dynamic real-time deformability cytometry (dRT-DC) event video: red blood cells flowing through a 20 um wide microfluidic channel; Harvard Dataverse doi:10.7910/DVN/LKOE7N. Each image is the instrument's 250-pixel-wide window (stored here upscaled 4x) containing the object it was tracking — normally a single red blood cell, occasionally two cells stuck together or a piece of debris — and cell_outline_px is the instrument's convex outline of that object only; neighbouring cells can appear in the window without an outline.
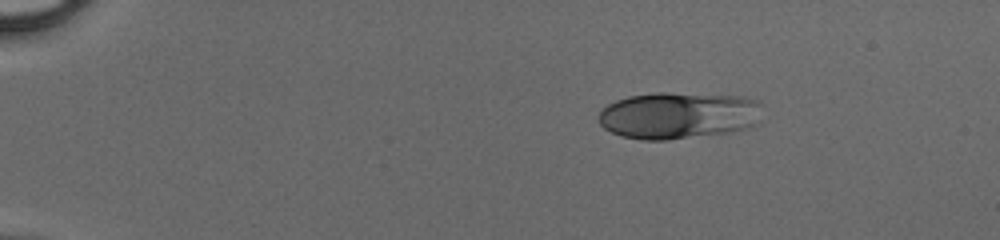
{"species": "human", "species_latin": "Homo sapiens", "temperature_condition": "cold", "stored_images_in_passage": 41, "camera_frame_rate_fps": 3000, "um_per_image_px": 0.085, "donor": {"sex": "male"}, "frame": {"image": 1, "passage_image": 1, "time_ms": 0.0, "image_size_px": [1000, 240], "cell_outline_px": [[760, 104], [752, 124], [744, 128], [732, 132], [668, 140], [640, 140], [620, 136], [604, 128], [600, 124], [600, 112], [608, 104], [616, 100], [628, 96], [656, 92], [664, 92], [740, 96], [752, 100]], "centroid_in_image_um": [57.56, 9.81], "position_along_channel_um": 27.4, "area_um2": 44.22}}
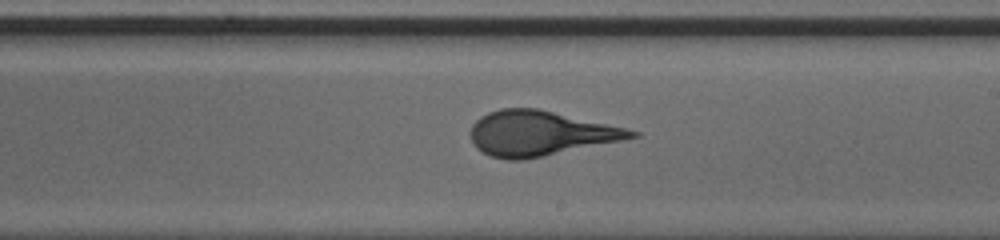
{"frame": {"image": 2, "passage_image": 23, "time_ms": 7.333, "image_size_px": [1000, 240], "cell_outline_px": [[640, 136], [524, 160], [508, 160], [492, 156], [476, 148], [472, 140], [472, 124], [480, 116], [488, 112], [500, 108], [540, 108], [628, 128], [640, 132]], "centroid_in_image_um": [45.91, 11.31], "position_along_channel_um": 243.1, "area_um2": 41.96}}
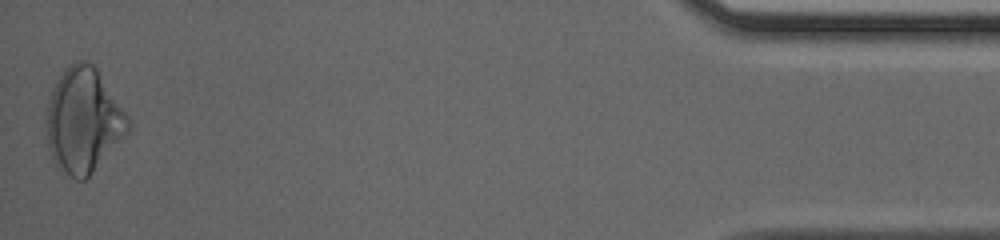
{"frame": {"image": 3, "passage_image": 41, "time_ms": 13.333, "image_size_px": [1000, 240], "cell_outline_px": [[132, 128], [92, 172], [84, 180], [76, 180], [56, 164], [52, 160], [48, 148], [44, 120], [52, 88], [64, 68], [68, 64], [76, 60], [84, 60], [92, 64], [96, 68], [128, 116]], "centroid_in_image_um": [7.06, 10.21], "position_along_channel_um": 428.1, "area_um2": 49.77}}